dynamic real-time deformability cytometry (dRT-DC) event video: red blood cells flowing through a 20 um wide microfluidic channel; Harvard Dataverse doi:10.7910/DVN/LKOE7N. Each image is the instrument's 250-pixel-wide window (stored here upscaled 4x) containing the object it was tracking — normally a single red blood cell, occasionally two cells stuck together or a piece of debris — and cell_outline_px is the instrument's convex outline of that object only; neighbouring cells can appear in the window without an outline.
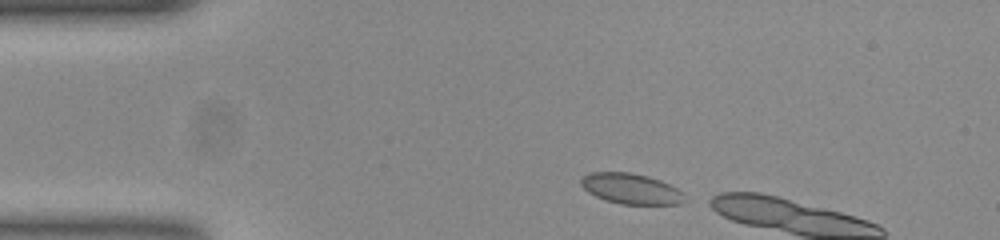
{"species": "common noctule bat (a hibernating species)", "species_latin": "Nyctalus noctula", "temperature_condition": "room temperature", "stored_images_in_passage": 3, "camera_frame_rate_fps": 3000, "um_per_image_px": 0.085, "animal": {"sex": "female", "body_mass_g": 23.0, "forearm_length_mm": 53.4}, "frame": {"image": 1, "passage_image": 1, "time_ms": 0.0, "image_size_px": [1000, 240], "cell_outline_px": [[688, 200], [680, 204], [620, 204], [604, 200], [588, 192], [580, 184], [580, 180], [588, 172], [628, 172], [648, 176], [660, 180], [676, 188]], "centroid_in_image_um": [53.62, 16.04], "position_along_channel_um": 31.4, "area_um2": 18.44}}